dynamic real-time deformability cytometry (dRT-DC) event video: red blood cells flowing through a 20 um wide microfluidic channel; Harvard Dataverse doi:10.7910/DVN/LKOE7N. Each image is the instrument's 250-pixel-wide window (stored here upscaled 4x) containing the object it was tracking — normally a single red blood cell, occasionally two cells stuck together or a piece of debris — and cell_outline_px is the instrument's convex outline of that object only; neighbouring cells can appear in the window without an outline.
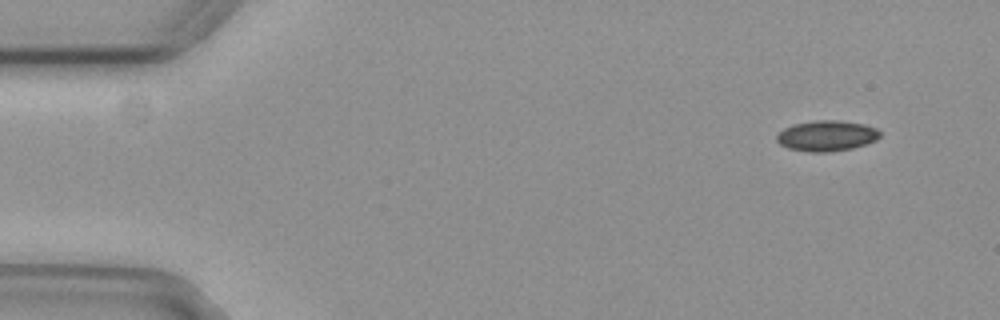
{"species": "common noctule bat (a hibernating species)", "species_latin": "Nyctalus noctula", "temperature_condition": "cold", "stored_images_in_passage": 52, "camera_frame_rate_fps": 3000, "um_per_image_px": 0.085, "animal": {"sex": "female", "body_mass_g": 29.2, "forearm_length_mm": 56.3}, "frame": {"image": 1, "passage_image": 1, "time_ms": 0.0, "image_size_px": [1000, 320], "cell_outline_px": [[880, 136], [876, 140], [852, 148], [828, 152], [808, 152], [788, 148], [780, 144], [776, 140], [776, 136], [784, 128], [792, 124], [816, 120], [840, 120], [864, 124], [876, 128], [880, 132]], "centroid_in_image_um": [70.25, 11.53], "position_along_channel_um": 14.7, "area_um2": 18.44}}
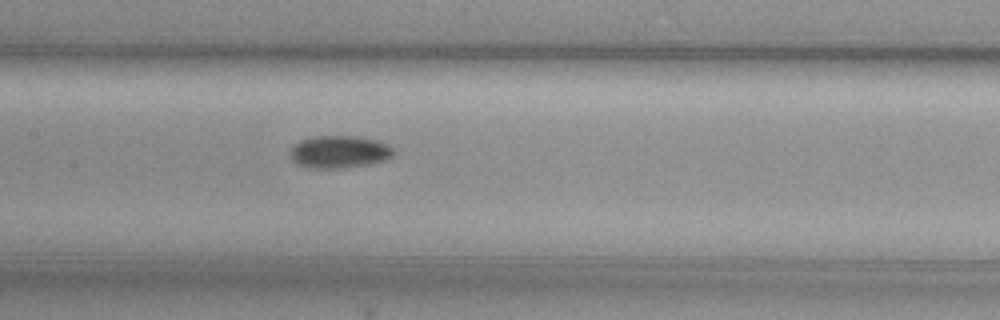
{"frame": {"image": 2, "passage_image": 23, "time_ms": 7.333, "image_size_px": [1000, 320], "cell_outline_px": [[392, 156], [388, 160], [340, 168], [308, 168], [296, 164], [292, 160], [288, 152], [300, 140], [316, 136], [356, 136], [380, 140], [388, 144], [392, 148]], "centroid_in_image_um": [28.82, 12.9], "position_along_channel_um": 178.6, "area_um2": 19.59}}
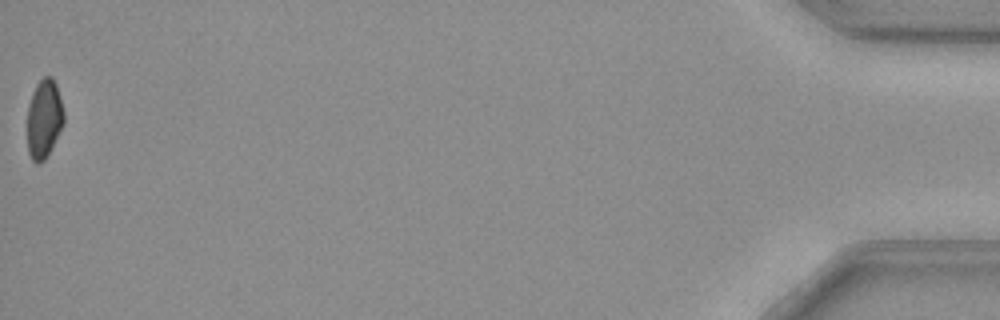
{"frame": {"image": 3, "passage_image": 52, "time_ms": 17.0, "image_size_px": [1000, 320], "cell_outline_px": [[64, 124], [44, 160], [36, 164], [32, 160], [28, 152], [28, 108], [32, 92], [36, 84], [44, 76], [52, 76], [56, 84], [60, 96], [64, 112]], "centroid_in_image_um": [3.75, 10.07], "position_along_channel_um": 431.4, "area_um2": 16.7}, "authors_computed_cell_mechanics": {"area_um2": 18.4093, "velocity_mm_per_s": 3.7211, "shape_relaxation_time_tau1_ms": 6.2713, "shape_relaxation_time_tau2_ms": null, "deformation_change_tau1": 0.0892, "deformation_change_tau2": null}}